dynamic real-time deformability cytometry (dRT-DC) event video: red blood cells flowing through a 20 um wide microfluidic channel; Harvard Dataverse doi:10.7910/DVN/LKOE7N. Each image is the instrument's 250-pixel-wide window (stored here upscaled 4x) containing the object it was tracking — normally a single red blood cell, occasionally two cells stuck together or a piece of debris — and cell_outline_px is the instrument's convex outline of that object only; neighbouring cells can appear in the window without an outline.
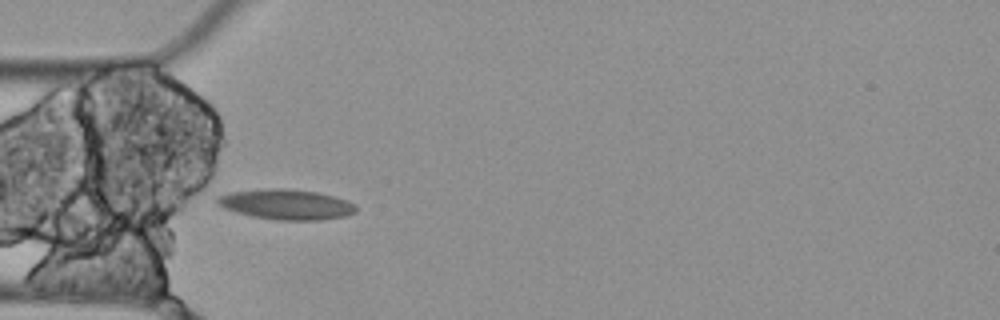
{"species": "Egyptian fruit bat (a non-hibernating species)", "species_latin": "Rousettus aegyptiacus", "temperature_condition": "cold", "stored_images_in_passage": 10, "camera_frame_rate_fps": 3000, "um_per_image_px": 0.085, "animal": {"sex": "female"}, "frame": {"image": 1, "passage_image": 4, "time_ms": 1.0, "image_size_px": [1000, 320], "cell_outline_px": [[356, 212], [344, 216], [320, 220], [276, 220], [252, 216], [236, 212], [224, 208], [216, 204], [216, 200], [220, 196], [232, 192], [268, 188], [284, 188], [316, 192], [348, 200], [356, 204]], "centroid_in_image_um": [24.35, 17.38], "position_along_channel_um": 60.7, "area_um2": 24.33}}
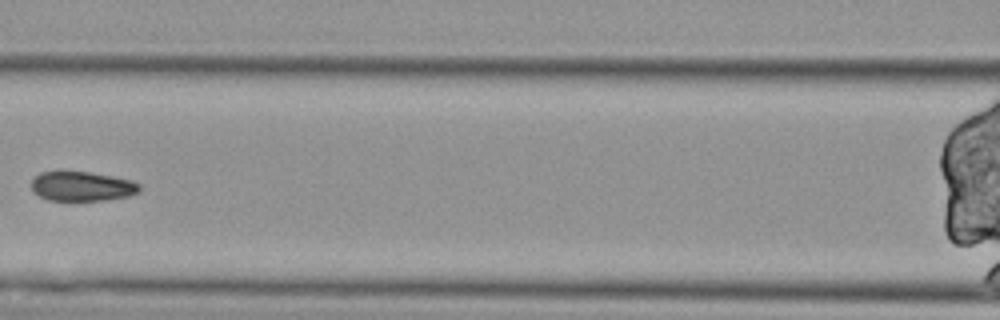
{"frame": {"image": 2, "passage_image": 6, "time_ms": 1.667, "image_size_px": [1000, 320], "cell_outline_px": [[140, 192], [128, 196], [104, 200], [48, 200], [32, 192], [32, 180], [40, 172], [92, 172], [132, 180], [140, 184]], "centroid_in_image_um": [6.99, 15.84], "position_along_channel_um": 159.6, "area_um2": 18.55}}
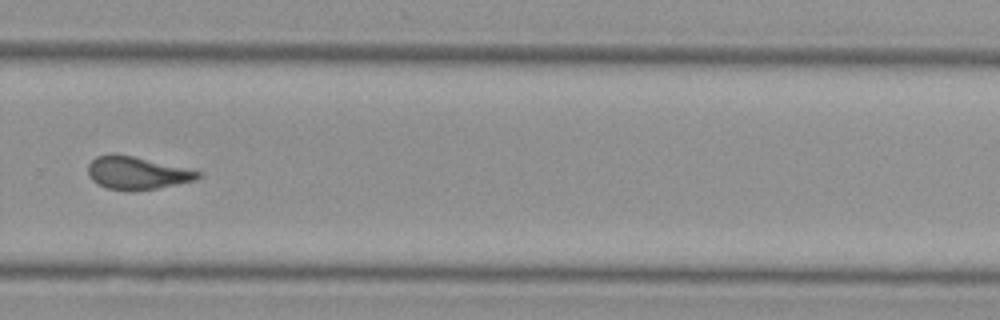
{"frame": {"image": 3, "passage_image": 10, "time_ms": 3.0, "image_size_px": [1000, 320], "cell_outline_px": [[204, 176], [196, 180], [156, 188], [108, 188], [92, 180], [88, 176], [88, 164], [96, 156], [132, 156], [204, 172]], "centroid_in_image_um": [11.71, 14.69], "position_along_channel_um": 318.1, "area_um2": 19.94}}